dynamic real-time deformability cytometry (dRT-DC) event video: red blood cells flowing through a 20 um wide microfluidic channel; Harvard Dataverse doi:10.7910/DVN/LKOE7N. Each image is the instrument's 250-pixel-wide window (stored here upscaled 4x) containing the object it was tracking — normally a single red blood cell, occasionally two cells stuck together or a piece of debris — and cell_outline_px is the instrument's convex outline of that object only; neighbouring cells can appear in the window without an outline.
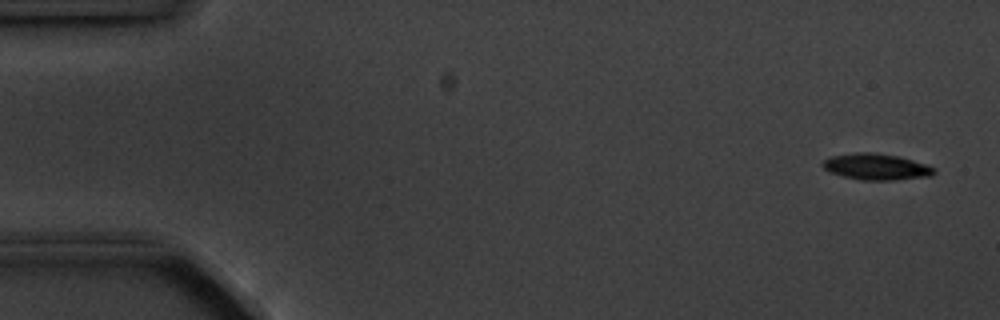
{"species": "common noctule bat (a hibernating species)", "species_latin": "Nyctalus noctula", "temperature_condition": "cold", "stored_images_in_passage": 4, "camera_frame_rate_fps": 3000, "um_per_image_px": 0.085, "animal": {"sex": "male", "body_mass_g": 20.1, "forearm_length_mm": 53.5}, "frame": {"image": 1, "passage_image": 1, "time_ms": 0.0, "image_size_px": [1000, 320], "cell_outline_px": [[936, 172], [932, 176], [892, 180], [860, 180], [844, 176], [832, 172], [824, 168], [820, 164], [824, 160], [832, 156], [856, 152], [872, 152], [900, 156], [936, 168]], "centroid_in_image_um": [74.5, 14.17], "position_along_channel_um": 10.5, "area_um2": 16.99}}
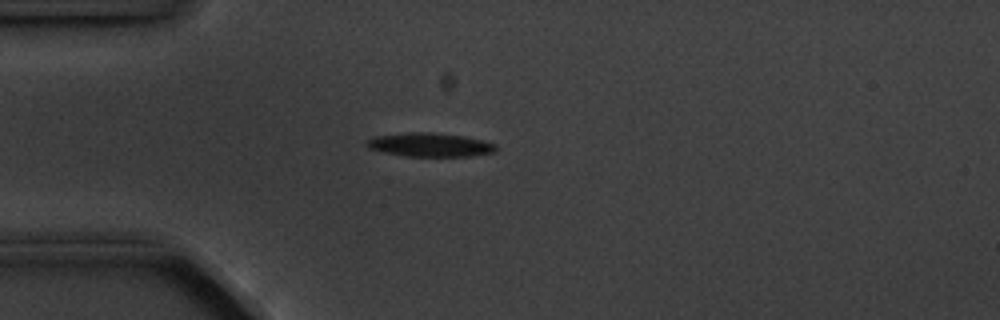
{"frame": {"image": 2, "passage_image": 4, "time_ms": 4.0, "image_size_px": [1000, 320], "cell_outline_px": [[496, 152], [472, 156], [404, 156], [384, 152], [368, 148], [364, 144], [364, 140], [376, 136], [408, 132], [424, 132], [464, 136], [484, 140], [496, 144]], "centroid_in_image_um": [36.53, 12.31], "position_along_channel_um": 48.5, "area_um2": 17.98}}